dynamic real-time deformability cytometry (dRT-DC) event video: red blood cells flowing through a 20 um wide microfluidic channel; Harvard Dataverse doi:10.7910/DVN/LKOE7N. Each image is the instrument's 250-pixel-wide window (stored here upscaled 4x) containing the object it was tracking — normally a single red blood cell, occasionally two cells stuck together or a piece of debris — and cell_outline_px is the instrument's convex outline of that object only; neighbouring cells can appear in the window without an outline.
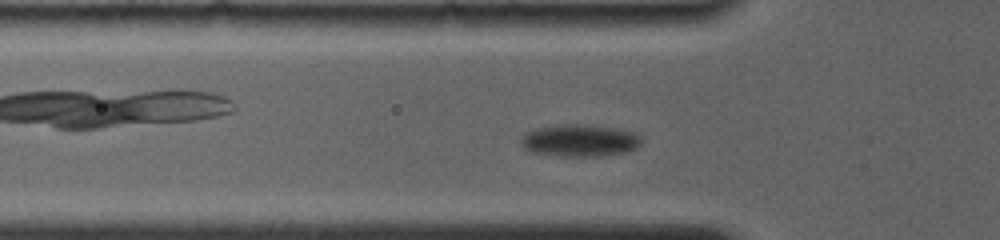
{"species": "common noctule bat (a hibernating species)", "species_latin": "Nyctalus noctula", "temperature_condition": "room temperature", "stored_images_in_passage": 22, "camera_frame_rate_fps": 4000, "um_per_image_px": 0.085, "animal": {"sex": "female", "body_mass_g": 19.0, "forearm_length_mm": 56.7}, "frame": {"image": 1, "passage_image": 8, "time_ms": 3.0, "image_size_px": [1000, 240], "cell_outline_px": [[640, 144], [636, 148], [628, 152], [600, 156], [560, 156], [528, 152], [520, 144], [520, 140], [528, 132], [540, 128], [576, 124], [612, 128], [632, 132], [640, 140]], "centroid_in_image_um": [49.24, 11.98], "position_along_channel_um": 76.6, "area_um2": 21.96}}
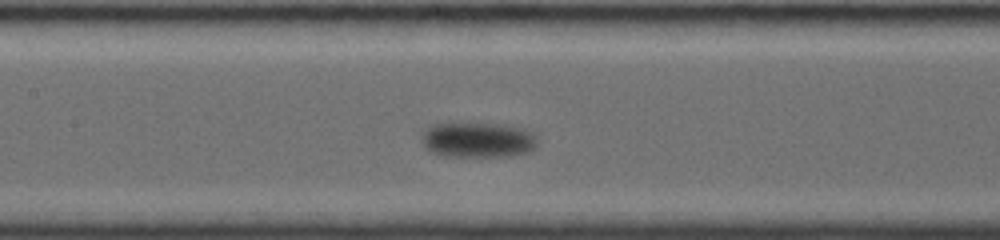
{"frame": {"image": 2, "passage_image": 15, "time_ms": 5.75, "image_size_px": [1000, 240], "cell_outline_px": [[536, 148], [528, 152], [508, 156], [444, 156], [432, 152], [424, 144], [424, 132], [428, 128], [436, 124], [484, 124], [512, 128], [528, 132], [536, 140]], "centroid_in_image_um": [40.59, 11.93], "position_along_channel_um": 166.8, "area_um2": 22.54}}
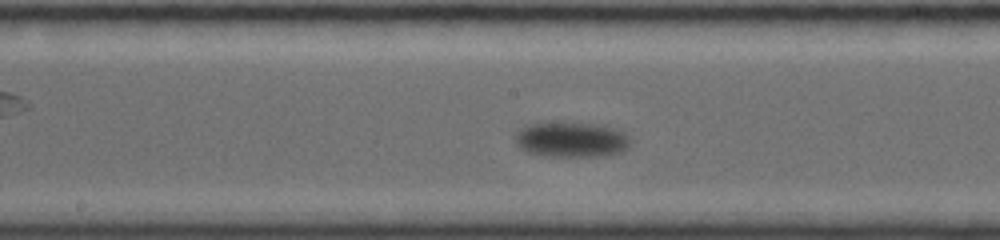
{"frame": {"image": 3, "passage_image": 18, "time_ms": 6.75, "image_size_px": [1000, 240], "cell_outline_px": [[628, 148], [620, 152], [604, 156], [544, 156], [528, 152], [520, 148], [516, 144], [516, 136], [524, 128], [536, 124], [588, 124], [612, 128], [624, 132], [628, 140]], "centroid_in_image_um": [48.59, 11.92], "position_along_channel_um": 199.6, "area_um2": 22.6}}